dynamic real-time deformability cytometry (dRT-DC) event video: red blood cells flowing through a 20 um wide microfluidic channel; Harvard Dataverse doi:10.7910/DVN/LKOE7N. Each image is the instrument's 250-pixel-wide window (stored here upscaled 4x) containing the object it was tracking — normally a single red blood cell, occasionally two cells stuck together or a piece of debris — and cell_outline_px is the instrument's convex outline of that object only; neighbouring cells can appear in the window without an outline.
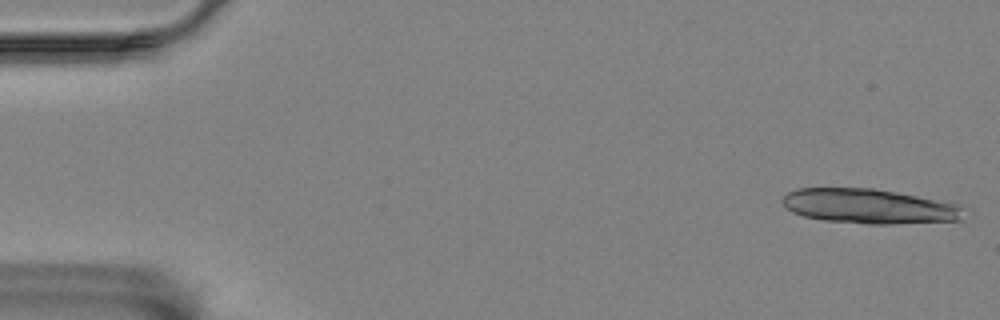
{"species": "Egyptian fruit bat (a non-hibernating species)", "species_latin": "Rousettus aegyptiacus", "temperature_condition": "room temperature", "stored_images_in_passage": 15, "camera_frame_rate_fps": 3000, "um_per_image_px": 0.085, "animal": {"sex": "female"}, "frame": {"image": 1, "passage_image": 1, "time_ms": 0.0, "image_size_px": [1000, 320], "cell_outline_px": [[964, 220], [892, 224], [868, 224], [824, 220], [804, 216], [792, 212], [780, 200], [788, 192], [796, 188], [872, 188], [896, 192], [960, 204]], "centroid_in_image_um": [73.88, 17.53], "position_along_channel_um": 11.1, "area_um2": 36.65}}